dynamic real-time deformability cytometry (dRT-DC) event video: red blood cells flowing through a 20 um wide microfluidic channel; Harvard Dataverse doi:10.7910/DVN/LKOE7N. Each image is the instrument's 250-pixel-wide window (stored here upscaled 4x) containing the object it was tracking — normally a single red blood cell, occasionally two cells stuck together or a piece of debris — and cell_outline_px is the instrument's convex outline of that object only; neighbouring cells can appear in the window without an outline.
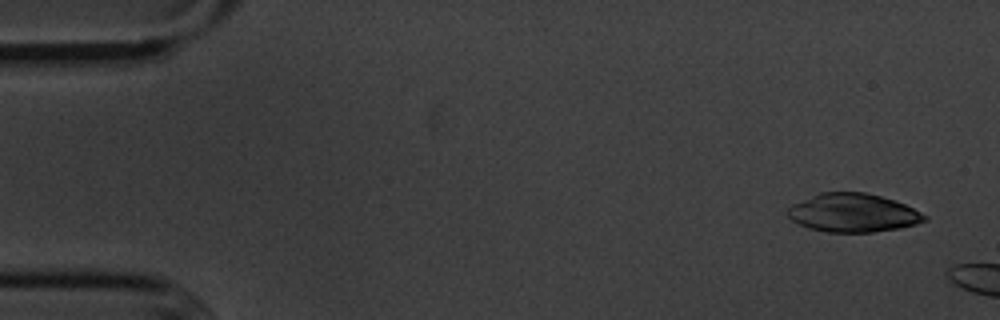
{"species": "common noctule bat (a hibernating species)", "species_latin": "Nyctalus noctula", "temperature_condition": "cold", "stored_images_in_passage": 3, "camera_frame_rate_fps": 3000, "um_per_image_px": 0.085, "animal": {"sex": "male", "body_mass_g": 20.1, "forearm_length_mm": 53.5}, "frame": {"image": 1, "passage_image": 1, "time_ms": 0.0, "image_size_px": [1000, 320], "cell_outline_px": [[928, 220], [916, 224], [900, 228], [872, 232], [828, 232], [808, 228], [792, 220], [788, 216], [788, 208], [792, 204], [820, 192], [864, 192], [896, 200], [928, 216]], "centroid_in_image_um": [72.52, 18.09], "position_along_channel_um": 12.5, "area_um2": 30.63}}